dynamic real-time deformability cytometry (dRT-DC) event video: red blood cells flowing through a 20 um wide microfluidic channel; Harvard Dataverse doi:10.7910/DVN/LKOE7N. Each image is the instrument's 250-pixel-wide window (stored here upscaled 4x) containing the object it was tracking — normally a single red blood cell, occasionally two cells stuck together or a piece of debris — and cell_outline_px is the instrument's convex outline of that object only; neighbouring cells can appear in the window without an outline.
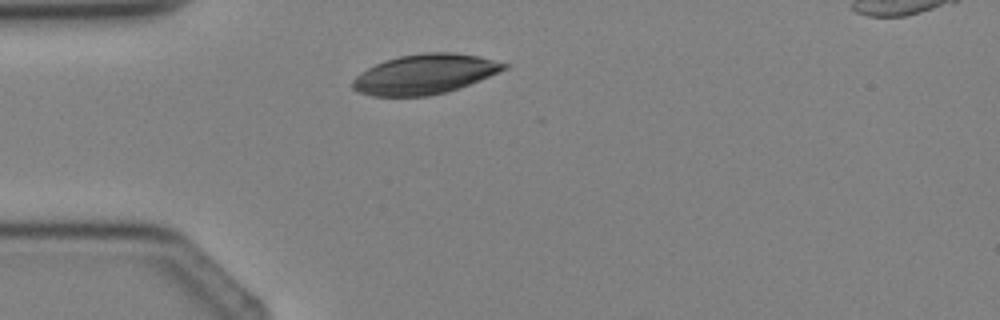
{"species": "Egyptian fruit bat (a non-hibernating species)", "species_latin": "Rousettus aegyptiacus", "temperature_condition": "cold", "stored_images_in_passage": 4, "camera_frame_rate_fps": 3000, "um_per_image_px": 0.085, "animal": {"sex": "female"}, "frame": {"image": 1, "passage_image": 4, "time_ms": 3.667, "image_size_px": [1000, 320], "cell_outline_px": [[512, 64], [508, 68], [500, 72], [460, 88], [428, 96], [372, 96], [356, 92], [352, 88], [352, 80], [360, 72], [384, 60], [400, 56], [424, 52], [452, 52], [480, 56]], "centroid_in_image_um": [36.13, 6.3], "position_along_channel_um": 48.9, "area_um2": 35.43}}